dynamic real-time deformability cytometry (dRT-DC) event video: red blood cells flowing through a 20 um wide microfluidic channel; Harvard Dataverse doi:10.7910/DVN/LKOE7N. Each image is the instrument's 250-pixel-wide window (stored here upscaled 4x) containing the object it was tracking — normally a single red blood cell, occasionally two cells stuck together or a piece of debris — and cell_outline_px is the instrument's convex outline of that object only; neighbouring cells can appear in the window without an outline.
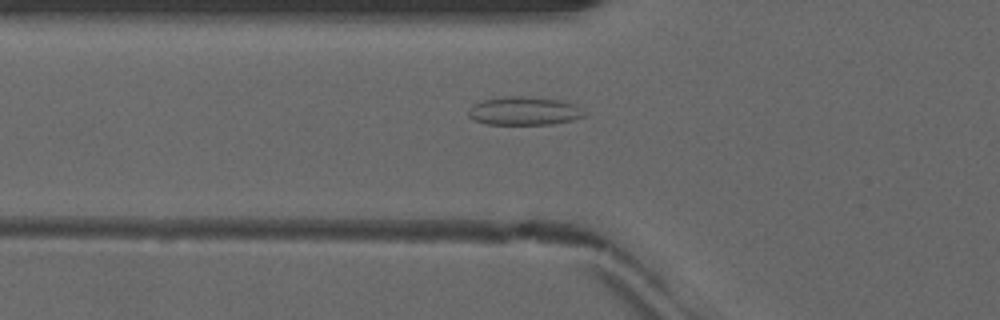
{"species": "common noctule bat (a hibernating species)", "species_latin": "Nyctalus noctula", "temperature_condition": "warm", "stored_images_in_passage": 51, "camera_frame_rate_fps": 3000, "um_per_image_px": 0.085, "animal": {"sex": "male", "forearm_length_mm": 52.5}, "frame": {"image": 1, "passage_image": 19, "time_ms": 6.0, "image_size_px": [1000, 320], "cell_outline_px": [[584, 116], [572, 120], [552, 124], [488, 124], [472, 120], [468, 116], [468, 108], [484, 100], [512, 96], [524, 96], [564, 100], [576, 104]], "centroid_in_image_um": [44.54, 9.43], "position_along_channel_um": 81.3, "area_um2": 19.02}}
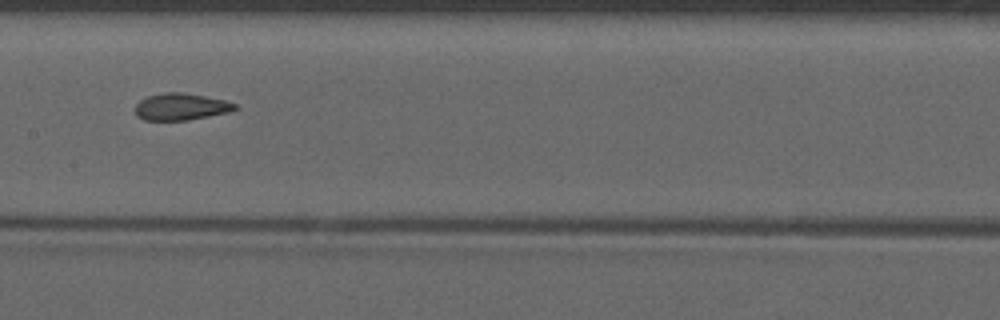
{"frame": {"image": 2, "passage_image": 27, "time_ms": 8.667, "image_size_px": [1000, 320], "cell_outline_px": [[240, 108], [232, 112], [188, 120], [144, 120], [136, 116], [136, 104], [140, 100], [148, 96], [164, 92], [184, 92], [224, 100], [236, 104]], "centroid_in_image_um": [15.42, 9.07], "position_along_channel_um": 192.0, "area_um2": 15.78}}
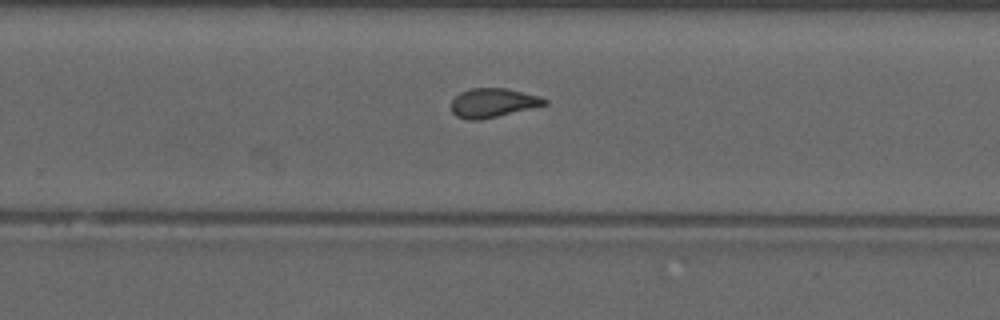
{"frame": {"image": 3, "passage_image": 34, "time_ms": 11.0, "image_size_px": [1000, 320], "cell_outline_px": [[548, 104], [480, 120], [468, 120], [456, 116], [452, 112], [452, 100], [460, 92], [472, 88], [504, 88], [540, 96], [548, 100]], "centroid_in_image_um": [41.89, 8.74], "position_along_channel_um": 287.9, "area_um2": 15.66}, "authors_computed_cell_mechanics": {"area_um2": 16.7042, "velocity_mm_per_s": 4.1301, "shape_relaxation_time_tau1_ms": null, "shape_relaxation_time_tau2_ms": 1.6428, "deformation_change_tau1": null, "deformation_change_tau2": 0.0898}}